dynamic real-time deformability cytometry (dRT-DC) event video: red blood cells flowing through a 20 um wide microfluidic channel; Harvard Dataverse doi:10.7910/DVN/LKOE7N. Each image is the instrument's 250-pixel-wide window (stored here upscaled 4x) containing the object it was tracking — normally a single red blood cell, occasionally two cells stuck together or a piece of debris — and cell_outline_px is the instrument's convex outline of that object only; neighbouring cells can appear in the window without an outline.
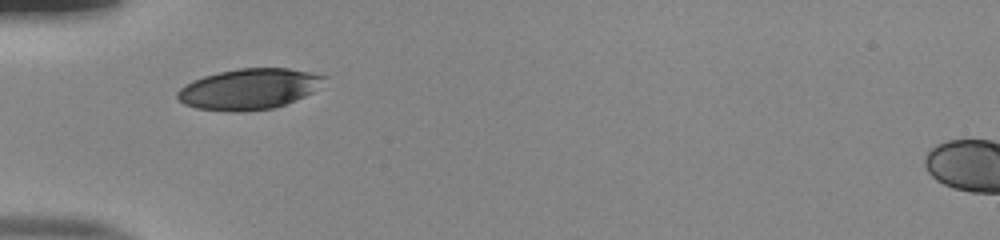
{"species": "human", "species_latin": "Homo sapiens", "temperature_condition": "room temperature", "stored_images_in_passage": 37, "camera_frame_rate_fps": 3000, "um_per_image_px": 0.085, "donor": {"sex": "male"}, "frame": {"image": 1, "passage_image": 5, "time_ms": 1.333, "image_size_px": [1000, 240], "cell_outline_px": [[296, 72], [292, 96], [288, 100], [280, 104], [260, 108], [212, 108], [188, 88], [192, 84], [200, 80], [212, 76], [228, 72], [256, 68], [276, 68]], "centroid_in_image_um": [20.94, 7.52], "position_along_channel_um": 64.1, "area_um2": 24.28}}
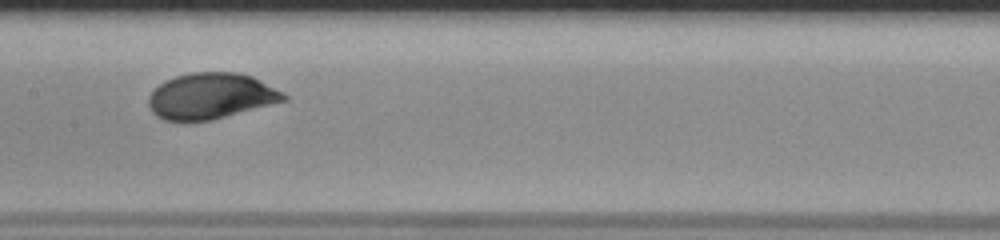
{"frame": {"image": 2, "passage_image": 15, "time_ms": 4.667, "image_size_px": [1000, 240], "cell_outline_px": [[280, 96], [212, 116], [168, 116], [160, 112], [216, 76], [240, 76], [252, 80]], "centroid_in_image_um": [18.7, 8.27], "position_along_channel_um": 188.7, "area_um2": 19.77}}
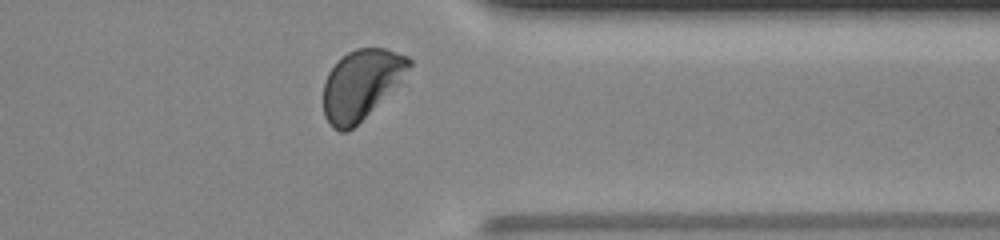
{"frame": {"image": 3, "passage_image": 30, "time_ms": 9.667, "image_size_px": [1000, 240], "cell_outline_px": [[388, 68], [368, 108], [348, 128], [340, 128], [328, 116], [324, 108], [324, 92], [328, 80], [332, 72], [348, 56]], "centroid_in_image_um": [29.89, 7.67], "position_along_channel_um": 381.5, "area_um2": 20.98}}